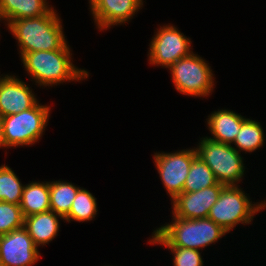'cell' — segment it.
<instances>
[{
  "instance_id": "1",
  "label": "cell",
  "mask_w": 266,
  "mask_h": 266,
  "mask_svg": "<svg viewBox=\"0 0 266 266\" xmlns=\"http://www.w3.org/2000/svg\"><path fill=\"white\" fill-rule=\"evenodd\" d=\"M172 222L153 231L149 244L200 251L218 242L228 232L210 218L184 219L172 216Z\"/></svg>"
},
{
  "instance_id": "2",
  "label": "cell",
  "mask_w": 266,
  "mask_h": 266,
  "mask_svg": "<svg viewBox=\"0 0 266 266\" xmlns=\"http://www.w3.org/2000/svg\"><path fill=\"white\" fill-rule=\"evenodd\" d=\"M66 43L61 49L51 51H35L25 53L21 57L24 69L35 85L57 86L63 82L81 81L88 78L89 73L77 68L72 63V53Z\"/></svg>"
},
{
  "instance_id": "3",
  "label": "cell",
  "mask_w": 266,
  "mask_h": 266,
  "mask_svg": "<svg viewBox=\"0 0 266 266\" xmlns=\"http://www.w3.org/2000/svg\"><path fill=\"white\" fill-rule=\"evenodd\" d=\"M54 8L45 15L11 21L7 27L18 41L20 58L28 52L61 49L66 43L62 20Z\"/></svg>"
},
{
  "instance_id": "4",
  "label": "cell",
  "mask_w": 266,
  "mask_h": 266,
  "mask_svg": "<svg viewBox=\"0 0 266 266\" xmlns=\"http://www.w3.org/2000/svg\"><path fill=\"white\" fill-rule=\"evenodd\" d=\"M266 208V201L252 203L238 185L224 186L217 202L211 207L208 218L228 233L236 225L251 224L254 215Z\"/></svg>"
},
{
  "instance_id": "5",
  "label": "cell",
  "mask_w": 266,
  "mask_h": 266,
  "mask_svg": "<svg viewBox=\"0 0 266 266\" xmlns=\"http://www.w3.org/2000/svg\"><path fill=\"white\" fill-rule=\"evenodd\" d=\"M50 106L39 104L17 114L0 118L7 148L30 146L42 137L50 116Z\"/></svg>"
},
{
  "instance_id": "6",
  "label": "cell",
  "mask_w": 266,
  "mask_h": 266,
  "mask_svg": "<svg viewBox=\"0 0 266 266\" xmlns=\"http://www.w3.org/2000/svg\"><path fill=\"white\" fill-rule=\"evenodd\" d=\"M201 139L195 148L197 156L212 170L218 183L225 186L238 185L245 172L241 153L231 144L207 137Z\"/></svg>"
},
{
  "instance_id": "7",
  "label": "cell",
  "mask_w": 266,
  "mask_h": 266,
  "mask_svg": "<svg viewBox=\"0 0 266 266\" xmlns=\"http://www.w3.org/2000/svg\"><path fill=\"white\" fill-rule=\"evenodd\" d=\"M206 60L193 52L168 69L176 90L184 95L207 97L214 90L213 72Z\"/></svg>"
},
{
  "instance_id": "8",
  "label": "cell",
  "mask_w": 266,
  "mask_h": 266,
  "mask_svg": "<svg viewBox=\"0 0 266 266\" xmlns=\"http://www.w3.org/2000/svg\"><path fill=\"white\" fill-rule=\"evenodd\" d=\"M149 44L148 61L150 64L169 68L176 61L189 56L191 40L173 25L160 26Z\"/></svg>"
},
{
  "instance_id": "9",
  "label": "cell",
  "mask_w": 266,
  "mask_h": 266,
  "mask_svg": "<svg viewBox=\"0 0 266 266\" xmlns=\"http://www.w3.org/2000/svg\"><path fill=\"white\" fill-rule=\"evenodd\" d=\"M196 157L195 147L175 153L156 152L154 154L156 169L171 201L183 192L190 166Z\"/></svg>"
},
{
  "instance_id": "10",
  "label": "cell",
  "mask_w": 266,
  "mask_h": 266,
  "mask_svg": "<svg viewBox=\"0 0 266 266\" xmlns=\"http://www.w3.org/2000/svg\"><path fill=\"white\" fill-rule=\"evenodd\" d=\"M39 258V250L24 227L0 235L1 266H34Z\"/></svg>"
},
{
  "instance_id": "11",
  "label": "cell",
  "mask_w": 266,
  "mask_h": 266,
  "mask_svg": "<svg viewBox=\"0 0 266 266\" xmlns=\"http://www.w3.org/2000/svg\"><path fill=\"white\" fill-rule=\"evenodd\" d=\"M225 185L217 183L195 192H182L172 200V215L184 219L207 218Z\"/></svg>"
},
{
  "instance_id": "12",
  "label": "cell",
  "mask_w": 266,
  "mask_h": 266,
  "mask_svg": "<svg viewBox=\"0 0 266 266\" xmlns=\"http://www.w3.org/2000/svg\"><path fill=\"white\" fill-rule=\"evenodd\" d=\"M96 28L110 29L111 26L127 23L142 9L143 0H88Z\"/></svg>"
},
{
  "instance_id": "13",
  "label": "cell",
  "mask_w": 266,
  "mask_h": 266,
  "mask_svg": "<svg viewBox=\"0 0 266 266\" xmlns=\"http://www.w3.org/2000/svg\"><path fill=\"white\" fill-rule=\"evenodd\" d=\"M32 90L15 75L5 74L0 80V118L33 107L38 100Z\"/></svg>"
},
{
  "instance_id": "14",
  "label": "cell",
  "mask_w": 266,
  "mask_h": 266,
  "mask_svg": "<svg viewBox=\"0 0 266 266\" xmlns=\"http://www.w3.org/2000/svg\"><path fill=\"white\" fill-rule=\"evenodd\" d=\"M246 119L244 116L231 110L221 109L214 111L206 119L208 129L213 136L207 138L232 145L242 123Z\"/></svg>"
},
{
  "instance_id": "15",
  "label": "cell",
  "mask_w": 266,
  "mask_h": 266,
  "mask_svg": "<svg viewBox=\"0 0 266 266\" xmlns=\"http://www.w3.org/2000/svg\"><path fill=\"white\" fill-rule=\"evenodd\" d=\"M58 218L64 220L52 210L24 217V228L37 248L45 246L58 236L60 228Z\"/></svg>"
},
{
  "instance_id": "16",
  "label": "cell",
  "mask_w": 266,
  "mask_h": 266,
  "mask_svg": "<svg viewBox=\"0 0 266 266\" xmlns=\"http://www.w3.org/2000/svg\"><path fill=\"white\" fill-rule=\"evenodd\" d=\"M48 4L46 0H0V9L8 25L14 20L48 14L54 8Z\"/></svg>"
},
{
  "instance_id": "17",
  "label": "cell",
  "mask_w": 266,
  "mask_h": 266,
  "mask_svg": "<svg viewBox=\"0 0 266 266\" xmlns=\"http://www.w3.org/2000/svg\"><path fill=\"white\" fill-rule=\"evenodd\" d=\"M50 190L49 182H30L24 185L20 208L24 217L42 213L50 208Z\"/></svg>"
},
{
  "instance_id": "18",
  "label": "cell",
  "mask_w": 266,
  "mask_h": 266,
  "mask_svg": "<svg viewBox=\"0 0 266 266\" xmlns=\"http://www.w3.org/2000/svg\"><path fill=\"white\" fill-rule=\"evenodd\" d=\"M80 188L66 181H49L51 210L65 218Z\"/></svg>"
},
{
  "instance_id": "19",
  "label": "cell",
  "mask_w": 266,
  "mask_h": 266,
  "mask_svg": "<svg viewBox=\"0 0 266 266\" xmlns=\"http://www.w3.org/2000/svg\"><path fill=\"white\" fill-rule=\"evenodd\" d=\"M265 140L263 127L260 122L252 119H246L238 132L233 146L238 152H254L263 146Z\"/></svg>"
},
{
  "instance_id": "20",
  "label": "cell",
  "mask_w": 266,
  "mask_h": 266,
  "mask_svg": "<svg viewBox=\"0 0 266 266\" xmlns=\"http://www.w3.org/2000/svg\"><path fill=\"white\" fill-rule=\"evenodd\" d=\"M97 202L92 193L80 188L73 200L69 214L64 218L67 222H87L93 220L97 214Z\"/></svg>"
},
{
  "instance_id": "21",
  "label": "cell",
  "mask_w": 266,
  "mask_h": 266,
  "mask_svg": "<svg viewBox=\"0 0 266 266\" xmlns=\"http://www.w3.org/2000/svg\"><path fill=\"white\" fill-rule=\"evenodd\" d=\"M217 183L212 170L197 156L190 166L183 192H195Z\"/></svg>"
},
{
  "instance_id": "22",
  "label": "cell",
  "mask_w": 266,
  "mask_h": 266,
  "mask_svg": "<svg viewBox=\"0 0 266 266\" xmlns=\"http://www.w3.org/2000/svg\"><path fill=\"white\" fill-rule=\"evenodd\" d=\"M23 187L19 177L9 166H0V201L19 205Z\"/></svg>"
},
{
  "instance_id": "23",
  "label": "cell",
  "mask_w": 266,
  "mask_h": 266,
  "mask_svg": "<svg viewBox=\"0 0 266 266\" xmlns=\"http://www.w3.org/2000/svg\"><path fill=\"white\" fill-rule=\"evenodd\" d=\"M24 227L20 205L0 201V235Z\"/></svg>"
},
{
  "instance_id": "24",
  "label": "cell",
  "mask_w": 266,
  "mask_h": 266,
  "mask_svg": "<svg viewBox=\"0 0 266 266\" xmlns=\"http://www.w3.org/2000/svg\"><path fill=\"white\" fill-rule=\"evenodd\" d=\"M173 255V266H203L204 261L198 250L181 247H166Z\"/></svg>"
},
{
  "instance_id": "25",
  "label": "cell",
  "mask_w": 266,
  "mask_h": 266,
  "mask_svg": "<svg viewBox=\"0 0 266 266\" xmlns=\"http://www.w3.org/2000/svg\"><path fill=\"white\" fill-rule=\"evenodd\" d=\"M6 148V144H5V141H4V136H3V129H2V125L0 123V148Z\"/></svg>"
},
{
  "instance_id": "26",
  "label": "cell",
  "mask_w": 266,
  "mask_h": 266,
  "mask_svg": "<svg viewBox=\"0 0 266 266\" xmlns=\"http://www.w3.org/2000/svg\"><path fill=\"white\" fill-rule=\"evenodd\" d=\"M4 20L2 13H1V9H0V21Z\"/></svg>"
}]
</instances>
